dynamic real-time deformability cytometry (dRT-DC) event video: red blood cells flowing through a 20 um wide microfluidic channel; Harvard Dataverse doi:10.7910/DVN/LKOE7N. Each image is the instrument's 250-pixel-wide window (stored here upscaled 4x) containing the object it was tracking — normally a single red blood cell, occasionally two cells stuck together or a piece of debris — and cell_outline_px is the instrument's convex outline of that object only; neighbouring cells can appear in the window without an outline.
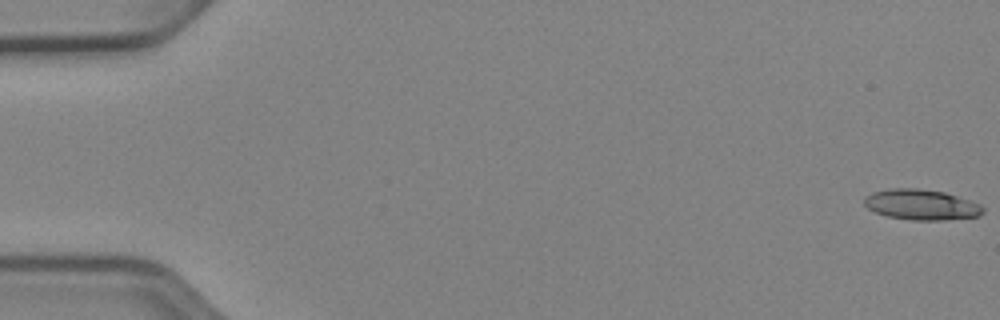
{"species": "Egyptian fruit bat (a non-hibernating species)", "species_latin": "Rousettus aegyptiacus", "temperature_condition": "cold", "stored_images_in_passage": 53, "camera_frame_rate_fps": 3000, "um_per_image_px": 0.085, "animal": {"sex": "female"}, "frame": {"image": 1, "passage_image": 1, "time_ms": 0.0, "image_size_px": [1000, 320], "cell_outline_px": [[984, 212], [980, 216], [944, 220], [912, 220], [888, 216], [876, 212], [868, 208], [864, 204], [864, 196], [872, 192], [888, 188], [916, 188], [944, 192], [980, 204], [984, 208]], "centroid_in_image_um": [78.3, 17.39], "position_along_channel_um": 6.7, "area_um2": 21.1}}
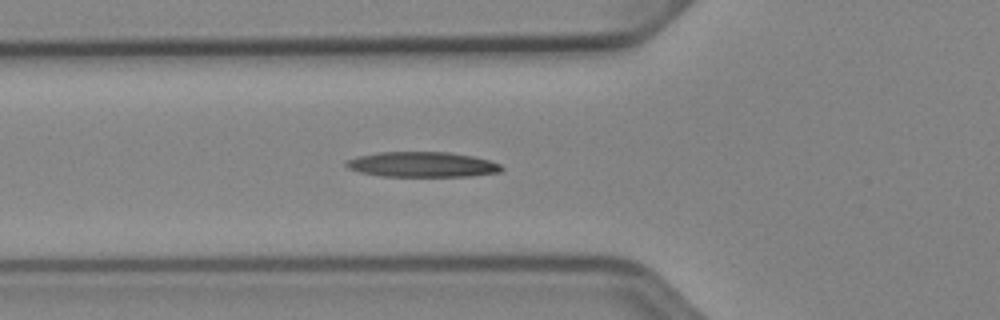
{"frame": {"image": 2, "passage_image": 20, "time_ms": 6.333, "image_size_px": [1000, 320], "cell_outline_px": [[504, 168], [500, 172], [468, 176], [380, 176], [360, 172], [348, 168], [344, 164], [348, 160], [356, 156], [380, 152], [448, 152], [472, 156], [488, 160], [500, 164]], "centroid_in_image_um": [35.87, 13.98], "position_along_channel_um": 89.9, "area_um2": 22.72}}
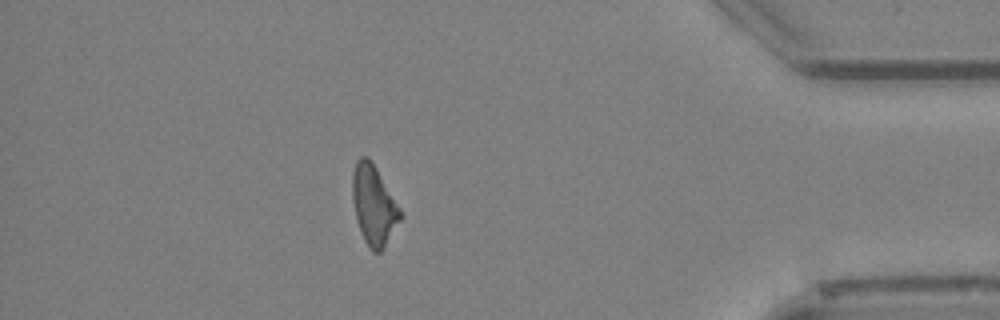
{"frame": {"image": 3, "passage_image": 47, "time_ms": 15.333, "image_size_px": [1000, 320], "cell_outline_px": [[400, 220], [384, 248], [380, 252], [372, 252], [364, 240], [360, 232], [352, 200], [352, 172], [356, 160], [360, 156], [368, 156], [372, 160], [400, 208]], "centroid_in_image_um": [31.74, 17.41], "position_along_channel_um": 403.5, "area_um2": 22.2}, "authors_computed_cell_mechanics": {"area_um2": 21.6172, "velocity_mm_per_s": 3.9139, "shape_relaxation_time_tau1_ms": 10.2492, "shape_relaxation_time_tau2_ms": null, "deformation_change_tau1": 0.2029, "deformation_change_tau2": null}}